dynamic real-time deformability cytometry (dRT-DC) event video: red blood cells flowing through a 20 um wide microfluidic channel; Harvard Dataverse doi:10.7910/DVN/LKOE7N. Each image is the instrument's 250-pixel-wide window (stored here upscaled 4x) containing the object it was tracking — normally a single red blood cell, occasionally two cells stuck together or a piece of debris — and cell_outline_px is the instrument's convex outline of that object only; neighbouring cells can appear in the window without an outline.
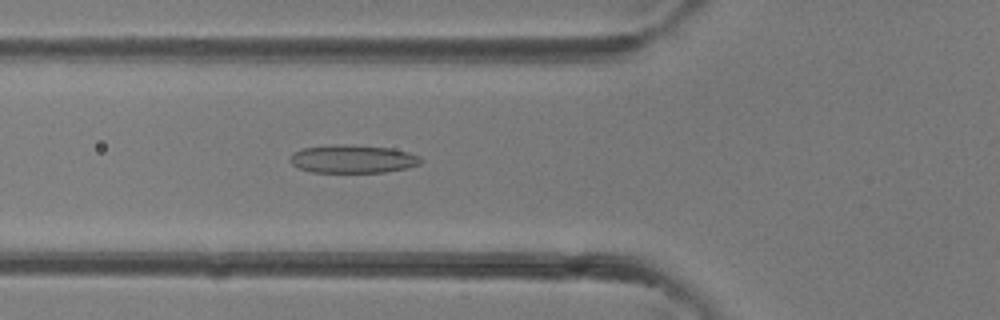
{"species": "common noctule bat (a hibernating species)", "species_latin": "Nyctalus noctula", "temperature_condition": "room temperature", "stored_images_in_passage": 31, "camera_frame_rate_fps": 3000, "um_per_image_px": 0.085, "animal": {"sex": "female"}, "frame": {"image": 1, "passage_image": 14, "time_ms": 4.333, "image_size_px": [1000, 320], "cell_outline_px": [[424, 160], [420, 164], [404, 168], [384, 172], [312, 172], [300, 168], [292, 164], [288, 160], [292, 152], [304, 148], [336, 144], [352, 144], [392, 148], [408, 152], [420, 156]], "centroid_in_image_um": [29.98, 13.5], "position_along_channel_um": 95.8, "area_um2": 21.56}}
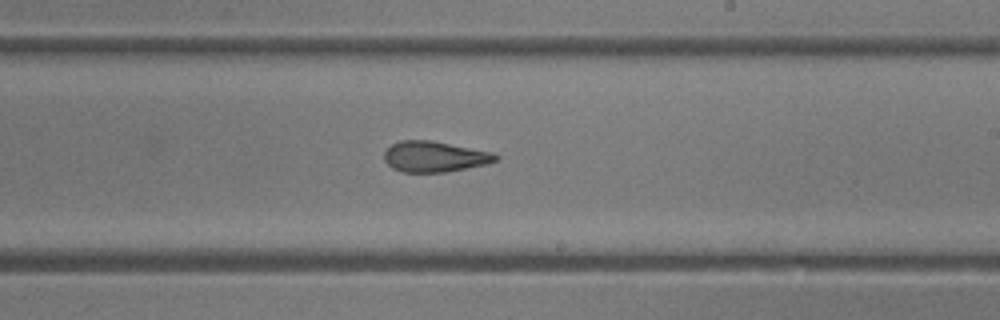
{"frame": {"image": 2, "passage_image": 23, "time_ms": 7.333, "image_size_px": [1000, 320], "cell_outline_px": [[500, 160], [488, 164], [444, 172], [400, 172], [392, 168], [384, 160], [384, 152], [392, 144], [400, 140], [432, 140], [492, 152], [500, 156]], "centroid_in_image_um": [36.95, 13.31], "position_along_channel_um": 252.0, "area_um2": 20.11}}
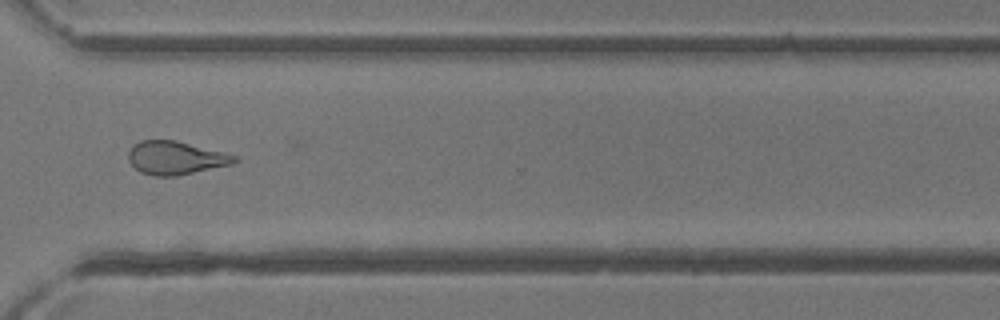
{"frame": {"image": 3, "passage_image": 29, "time_ms": 9.333, "image_size_px": [1000, 320], "cell_outline_px": [[240, 160], [232, 164], [176, 176], [152, 176], [140, 172], [128, 160], [128, 152], [132, 144], [140, 140], [176, 140], [236, 156]], "centroid_in_image_um": [14.88, 13.42], "position_along_channel_um": 355.7, "area_um2": 20.52}}